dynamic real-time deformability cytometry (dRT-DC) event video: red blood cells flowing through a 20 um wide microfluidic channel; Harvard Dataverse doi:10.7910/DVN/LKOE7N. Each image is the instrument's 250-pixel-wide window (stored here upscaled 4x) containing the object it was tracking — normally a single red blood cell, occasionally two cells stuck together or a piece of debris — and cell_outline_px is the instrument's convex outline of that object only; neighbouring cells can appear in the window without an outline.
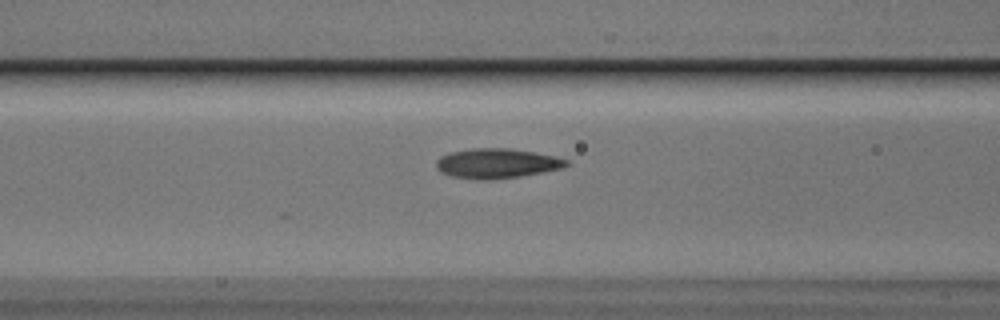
{"species": "Egyptian fruit bat (a non-hibernating species)", "species_latin": "Rousettus aegyptiacus", "temperature_condition": "cold", "stored_images_in_passage": 33, "camera_frame_rate_fps": 3000, "um_per_image_px": 0.085, "animal": {"sex": "male"}, "frame": {"image": 1, "passage_image": 5, "time_ms": 1.333, "image_size_px": [1000, 320], "cell_outline_px": [[572, 164], [564, 168], [520, 176], [488, 180], [476, 180], [452, 176], [440, 172], [436, 168], [436, 160], [440, 156], [448, 152], [472, 148], [512, 148], [556, 156], [568, 160]], "centroid_in_image_um": [42.23, 13.88], "position_along_channel_um": 124.4, "area_um2": 22.95}}
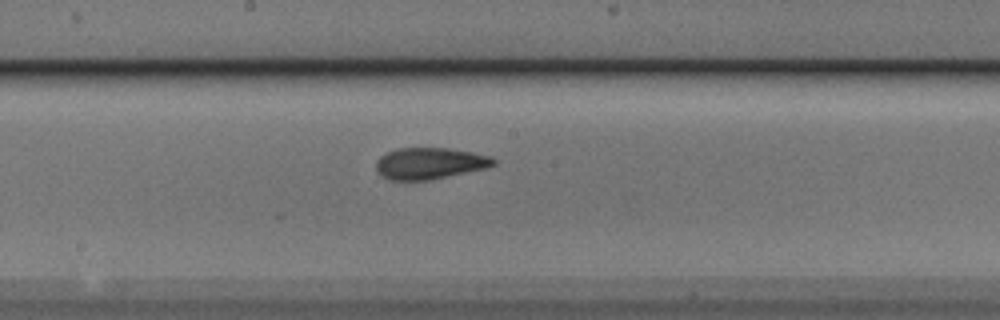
{"frame": {"image": 2, "passage_image": 12, "time_ms": 3.667, "image_size_px": [1000, 320], "cell_outline_px": [[496, 164], [484, 168], [428, 180], [388, 180], [376, 168], [376, 160], [380, 156], [396, 148], [448, 148], [472, 152], [492, 156], [496, 160]], "centroid_in_image_um": [36.52, 13.87], "position_along_channel_um": 211.7, "area_um2": 21.33}}
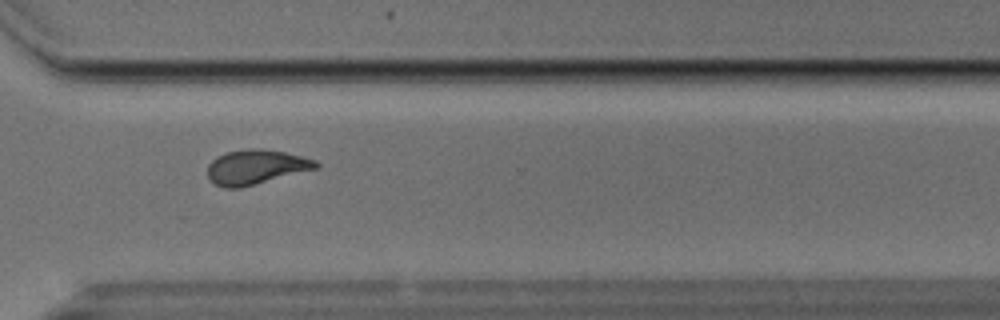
{"frame": {"image": 3, "passage_image": 23, "time_ms": 7.333, "image_size_px": [1000, 320], "cell_outline_px": [[320, 164], [316, 168], [240, 188], [224, 188], [212, 184], [208, 180], [208, 164], [212, 160], [228, 152], [248, 148], [260, 148], [284, 152], [316, 160]], "centroid_in_image_um": [21.7, 14.2], "position_along_channel_um": 348.9, "area_um2": 21.68}}